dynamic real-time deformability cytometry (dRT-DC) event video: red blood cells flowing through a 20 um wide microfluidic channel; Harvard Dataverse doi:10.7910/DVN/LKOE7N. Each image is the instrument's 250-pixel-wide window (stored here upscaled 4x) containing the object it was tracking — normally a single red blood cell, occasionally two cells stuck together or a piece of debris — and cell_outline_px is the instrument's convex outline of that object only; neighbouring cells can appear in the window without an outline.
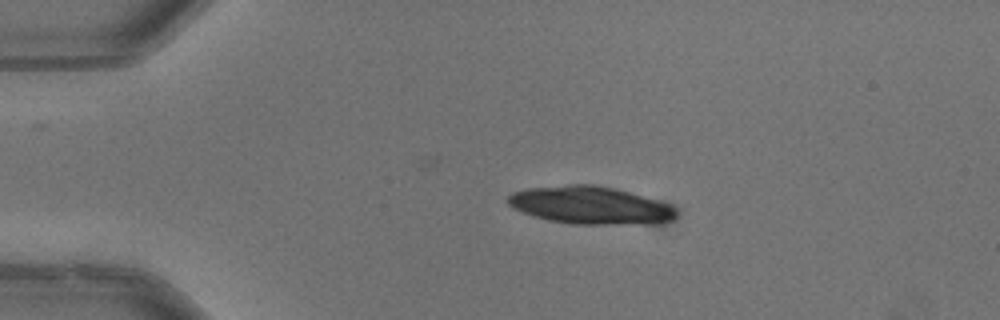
{"species": "common noctule bat (a hibernating species)", "species_latin": "Nyctalus noctula", "temperature_condition": "warm", "stored_images_in_passage": 32, "camera_frame_rate_fps": 3000, "um_per_image_px": 0.085, "animal": {"sex": "male", "body_mass_g": 13.3}, "frame": {"image": 1, "passage_image": 1, "time_ms": 0.0, "image_size_px": [1000, 320], "cell_outline_px": [[676, 216], [672, 220], [616, 224], [568, 224], [548, 220], [512, 208], [504, 200], [512, 192], [528, 188], [568, 184], [592, 184], [612, 188], [628, 192], [656, 200], [668, 204], [676, 212]], "centroid_in_image_um": [50.05, 17.43], "position_along_channel_um": 35.0, "area_um2": 36.36}}